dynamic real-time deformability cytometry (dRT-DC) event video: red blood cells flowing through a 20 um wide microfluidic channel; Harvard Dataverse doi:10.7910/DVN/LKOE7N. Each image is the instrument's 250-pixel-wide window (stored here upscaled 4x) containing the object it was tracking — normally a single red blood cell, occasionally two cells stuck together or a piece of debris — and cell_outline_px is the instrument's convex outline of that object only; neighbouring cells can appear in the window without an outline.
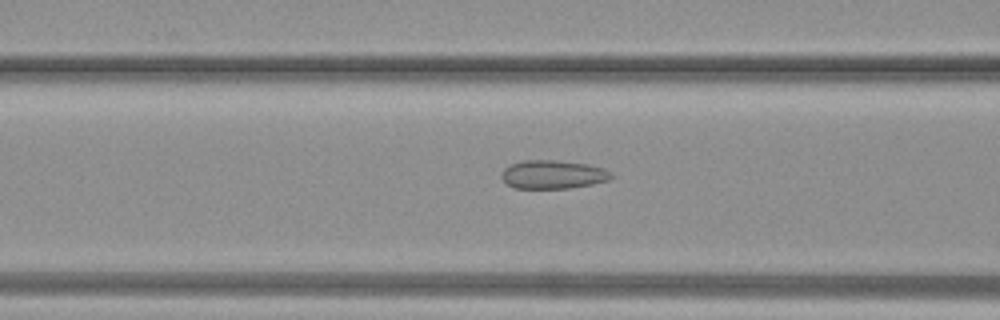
{"species": "common noctule bat (a hibernating species)", "species_latin": "Nyctalus noctula", "temperature_condition": "warm", "stored_images_in_passage": 32, "camera_frame_rate_fps": 3000, "um_per_image_px": 0.085, "animal": {"sex": "female", "body_mass_g": 19.3, "forearm_length_mm": 54.1}, "frame": {"image": 1, "passage_image": 9, "time_ms": 2.667, "image_size_px": [1000, 320], "cell_outline_px": [[616, 176], [608, 180], [592, 184], [568, 188], [512, 188], [500, 176], [500, 172], [504, 168], [512, 164], [524, 160], [556, 160], [588, 164], [604, 168]], "centroid_in_image_um": [47.0, 14.83], "position_along_channel_um": 119.6, "area_um2": 18.32}}
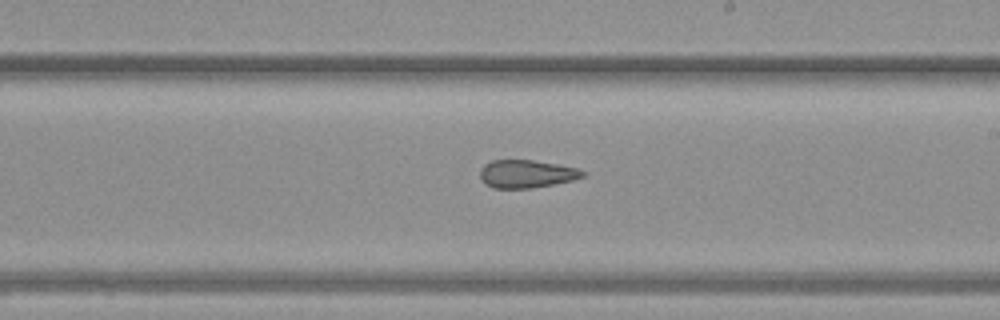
{"frame": {"image": 2, "passage_image": 16, "time_ms": 5.0, "image_size_px": [1000, 320], "cell_outline_px": [[588, 172], [584, 176], [572, 180], [532, 188], [492, 188], [484, 184], [480, 180], [480, 168], [484, 164], [492, 160], [532, 160], [556, 164], [576, 168]], "centroid_in_image_um": [44.71, 14.78], "position_along_channel_um": 244.3, "area_um2": 16.76}}
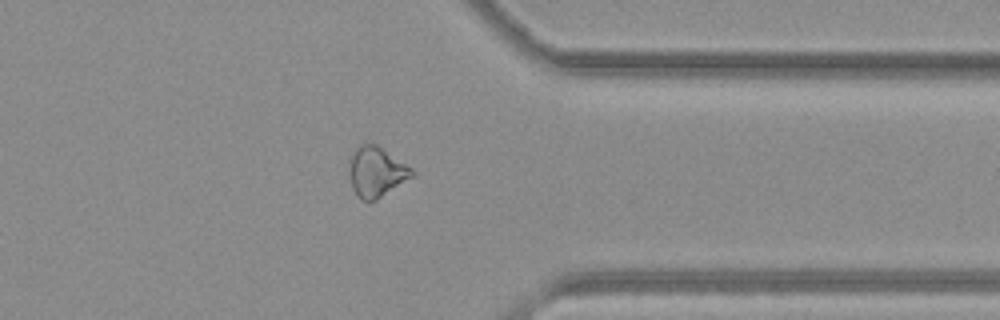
{"frame": {"image": 3, "passage_image": 24, "time_ms": 7.667, "image_size_px": [1000, 320], "cell_outline_px": [[416, 176], [376, 200], [368, 204], [360, 200], [356, 196], [352, 188], [348, 172], [348, 160], [352, 152], [360, 144], [376, 144], [412, 168], [416, 172]], "centroid_in_image_um": [31.97, 14.65], "position_along_channel_um": 379.4, "area_um2": 18.96}}